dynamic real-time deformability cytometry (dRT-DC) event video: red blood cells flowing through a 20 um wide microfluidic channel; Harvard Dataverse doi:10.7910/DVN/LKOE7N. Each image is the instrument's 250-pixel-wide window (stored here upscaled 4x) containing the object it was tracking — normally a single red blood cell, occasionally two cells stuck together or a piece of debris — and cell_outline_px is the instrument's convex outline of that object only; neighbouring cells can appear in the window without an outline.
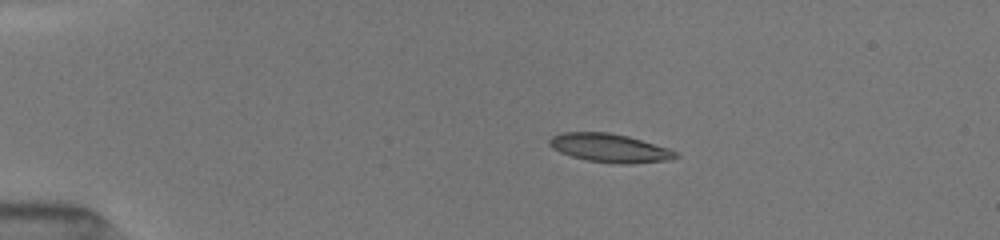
{"species": "common noctule bat (a hibernating species)", "species_latin": "Nyctalus noctula", "temperature_condition": "room temperature", "stored_images_in_passage": 41, "camera_frame_rate_fps": 3000, "um_per_image_px": 0.085, "animal": {"sex": "female", "body_mass_g": 19.5, "forearm_length_mm": 54.1}, "frame": {"image": 1, "passage_image": 1, "time_ms": 0.0, "image_size_px": [1000, 240], "cell_outline_px": [[680, 156], [672, 160], [628, 164], [620, 164], [588, 160], [572, 156], [560, 152], [552, 148], [548, 144], [548, 140], [552, 136], [560, 132], [608, 132], [628, 136], [668, 148], [676, 152]], "centroid_in_image_um": [51.82, 12.58], "position_along_channel_um": 33.2, "area_um2": 21.04}}
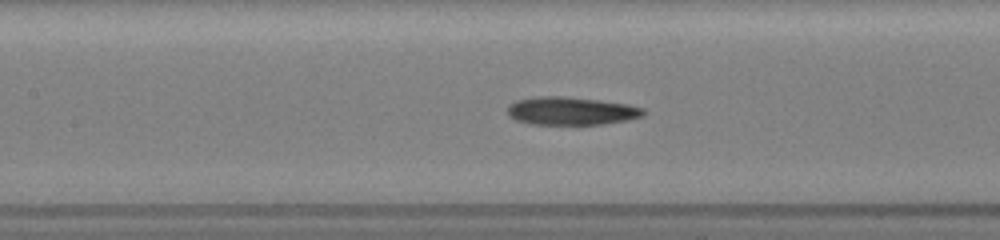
{"frame": {"image": 2, "passage_image": 15, "time_ms": 4.667, "image_size_px": [1000, 240], "cell_outline_px": [[644, 116], [628, 120], [600, 124], [532, 124], [516, 120], [508, 116], [508, 104], [516, 100], [536, 96], [564, 96], [600, 100], [628, 104], [644, 108]], "centroid_in_image_um": [48.54, 9.42], "position_along_channel_um": 158.9, "area_um2": 22.31}}
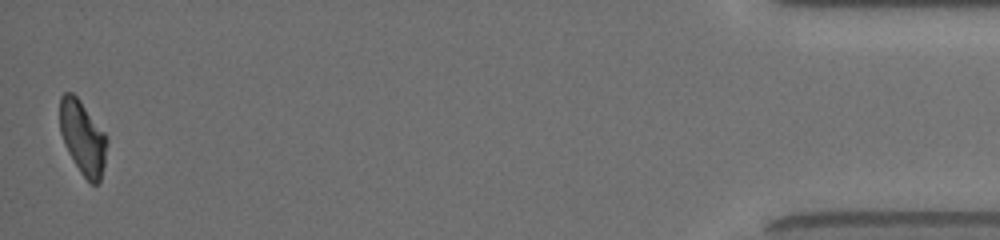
{"frame": {"image": 3, "passage_image": 41, "time_ms": 13.333, "image_size_px": [1000, 240], "cell_outline_px": [[108, 140], [104, 164], [100, 180], [96, 184], [92, 184], [80, 172], [68, 152], [64, 144], [60, 132], [60, 96], [64, 92], [72, 92], [80, 100], [104, 132]], "centroid_in_image_um": [7.02, 11.68], "position_along_channel_um": 428.2, "area_um2": 20.06}, "authors_computed_cell_mechanics": {"area_um2": 21.675, "velocity_mm_per_s": 4.0465, "shape_relaxation_time_tau1_ms": 3.9569, "shape_relaxation_time_tau2_ms": 3.145, "deformation_change_tau1": 0.1549, "deformation_change_tau2": 0.104}}